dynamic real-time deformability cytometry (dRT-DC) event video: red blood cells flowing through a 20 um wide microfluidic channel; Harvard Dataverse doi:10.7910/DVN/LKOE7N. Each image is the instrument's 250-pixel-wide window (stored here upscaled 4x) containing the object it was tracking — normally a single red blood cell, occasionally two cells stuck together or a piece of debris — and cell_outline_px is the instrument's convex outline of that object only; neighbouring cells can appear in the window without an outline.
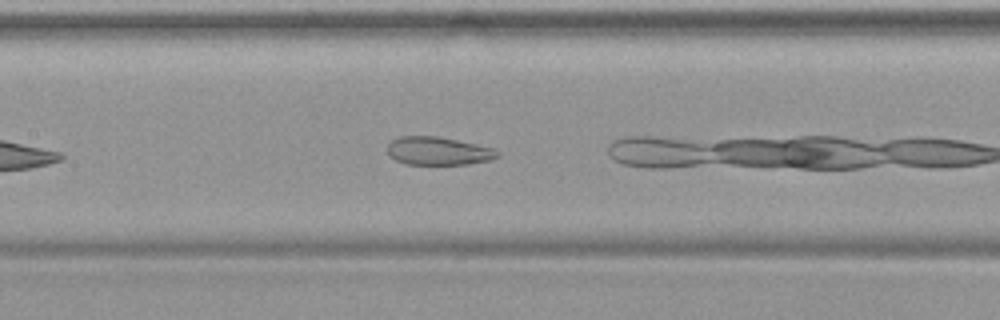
{"species": "common noctule bat (a hibernating species)", "species_latin": "Nyctalus noctula", "temperature_condition": "warm", "stored_images_in_passage": 16, "camera_frame_rate_fps": 3000, "um_per_image_px": 0.085, "animal": {"sex": "female", "body_mass_g": 19.9}, "frame": {"image": 1, "passage_image": 12, "time_ms": 3.667, "image_size_px": [1000, 320], "cell_outline_px": [[500, 156], [492, 160], [468, 164], [404, 164], [388, 156], [388, 144], [392, 140], [400, 136], [436, 136], [476, 144], [492, 148], [500, 152]], "centroid_in_image_um": [37.25, 12.84], "position_along_channel_um": 170.1, "area_um2": 18.09}}